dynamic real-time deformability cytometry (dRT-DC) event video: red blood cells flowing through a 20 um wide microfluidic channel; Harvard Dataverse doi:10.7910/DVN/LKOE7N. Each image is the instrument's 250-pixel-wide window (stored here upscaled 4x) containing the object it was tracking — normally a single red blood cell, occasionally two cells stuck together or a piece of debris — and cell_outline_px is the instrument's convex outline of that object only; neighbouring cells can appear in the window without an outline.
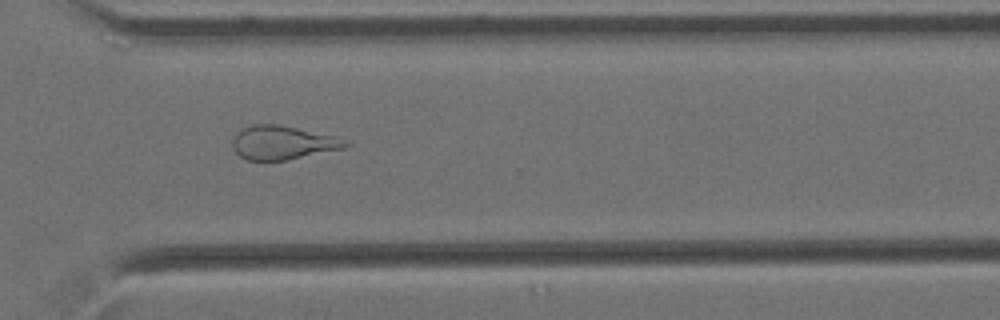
{"species": "Egyptian fruit bat (a non-hibernating species)", "species_latin": "Rousettus aegyptiacus", "temperature_condition": "cold", "stored_images_in_passage": 13, "camera_frame_rate_fps": 3000, "um_per_image_px": 0.085, "animal": {"sex": "female"}, "frame": {"image": 1, "passage_image": 10, "time_ms": 3.0, "image_size_px": [1000, 320], "cell_outline_px": [[352, 144], [344, 148], [284, 160], [248, 160], [240, 156], [232, 148], [232, 140], [236, 132], [252, 124], [280, 124], [336, 136], [352, 140]], "centroid_in_image_um": [24.06, 12.11], "position_along_channel_um": 346.5, "area_um2": 22.37}}